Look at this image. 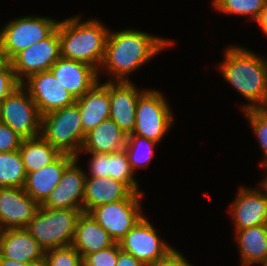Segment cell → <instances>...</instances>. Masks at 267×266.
I'll list each match as a JSON object with an SVG mask.
<instances>
[{
	"instance_id": "18",
	"label": "cell",
	"mask_w": 267,
	"mask_h": 266,
	"mask_svg": "<svg viewBox=\"0 0 267 266\" xmlns=\"http://www.w3.org/2000/svg\"><path fill=\"white\" fill-rule=\"evenodd\" d=\"M45 250L26 228L0 230V256L36 264L44 261Z\"/></svg>"
},
{
	"instance_id": "1",
	"label": "cell",
	"mask_w": 267,
	"mask_h": 266,
	"mask_svg": "<svg viewBox=\"0 0 267 266\" xmlns=\"http://www.w3.org/2000/svg\"><path fill=\"white\" fill-rule=\"evenodd\" d=\"M109 29L103 62L98 70L106 74V81H130L132 72L146 65L155 55L166 48H170L174 41L162 38L140 29H122L110 31ZM130 75V76H129Z\"/></svg>"
},
{
	"instance_id": "17",
	"label": "cell",
	"mask_w": 267,
	"mask_h": 266,
	"mask_svg": "<svg viewBox=\"0 0 267 266\" xmlns=\"http://www.w3.org/2000/svg\"><path fill=\"white\" fill-rule=\"evenodd\" d=\"M90 159L87 177H111L125 183L133 192L144 193L134 177L125 149L110 153L85 152Z\"/></svg>"
},
{
	"instance_id": "16",
	"label": "cell",
	"mask_w": 267,
	"mask_h": 266,
	"mask_svg": "<svg viewBox=\"0 0 267 266\" xmlns=\"http://www.w3.org/2000/svg\"><path fill=\"white\" fill-rule=\"evenodd\" d=\"M146 88L138 89L131 81H109L110 116L127 136L133 133L136 106Z\"/></svg>"
},
{
	"instance_id": "14",
	"label": "cell",
	"mask_w": 267,
	"mask_h": 266,
	"mask_svg": "<svg viewBox=\"0 0 267 266\" xmlns=\"http://www.w3.org/2000/svg\"><path fill=\"white\" fill-rule=\"evenodd\" d=\"M39 206L24 187H0V230L26 228Z\"/></svg>"
},
{
	"instance_id": "21",
	"label": "cell",
	"mask_w": 267,
	"mask_h": 266,
	"mask_svg": "<svg viewBox=\"0 0 267 266\" xmlns=\"http://www.w3.org/2000/svg\"><path fill=\"white\" fill-rule=\"evenodd\" d=\"M76 159L69 154H61L51 164L43 168L27 173L24 185L25 192L39 205H42L49 197L52 190L60 183L65 169Z\"/></svg>"
},
{
	"instance_id": "32",
	"label": "cell",
	"mask_w": 267,
	"mask_h": 266,
	"mask_svg": "<svg viewBox=\"0 0 267 266\" xmlns=\"http://www.w3.org/2000/svg\"><path fill=\"white\" fill-rule=\"evenodd\" d=\"M120 250L119 243H115L110 247L85 255L82 263L85 266H115Z\"/></svg>"
},
{
	"instance_id": "8",
	"label": "cell",
	"mask_w": 267,
	"mask_h": 266,
	"mask_svg": "<svg viewBox=\"0 0 267 266\" xmlns=\"http://www.w3.org/2000/svg\"><path fill=\"white\" fill-rule=\"evenodd\" d=\"M0 122L8 125L23 139L41 135V115L22 84L0 103Z\"/></svg>"
},
{
	"instance_id": "25",
	"label": "cell",
	"mask_w": 267,
	"mask_h": 266,
	"mask_svg": "<svg viewBox=\"0 0 267 266\" xmlns=\"http://www.w3.org/2000/svg\"><path fill=\"white\" fill-rule=\"evenodd\" d=\"M235 234L242 265H256L267 259V224L244 228Z\"/></svg>"
},
{
	"instance_id": "5",
	"label": "cell",
	"mask_w": 267,
	"mask_h": 266,
	"mask_svg": "<svg viewBox=\"0 0 267 266\" xmlns=\"http://www.w3.org/2000/svg\"><path fill=\"white\" fill-rule=\"evenodd\" d=\"M85 135L76 103L41 116V136L61 154L77 157Z\"/></svg>"
},
{
	"instance_id": "23",
	"label": "cell",
	"mask_w": 267,
	"mask_h": 266,
	"mask_svg": "<svg viewBox=\"0 0 267 266\" xmlns=\"http://www.w3.org/2000/svg\"><path fill=\"white\" fill-rule=\"evenodd\" d=\"M115 244L107 231L89 213L82 212L78 217L72 246L83 258Z\"/></svg>"
},
{
	"instance_id": "13",
	"label": "cell",
	"mask_w": 267,
	"mask_h": 266,
	"mask_svg": "<svg viewBox=\"0 0 267 266\" xmlns=\"http://www.w3.org/2000/svg\"><path fill=\"white\" fill-rule=\"evenodd\" d=\"M21 84L29 92L41 116L71 106L76 101L61 85L51 70L32 74Z\"/></svg>"
},
{
	"instance_id": "30",
	"label": "cell",
	"mask_w": 267,
	"mask_h": 266,
	"mask_svg": "<svg viewBox=\"0 0 267 266\" xmlns=\"http://www.w3.org/2000/svg\"><path fill=\"white\" fill-rule=\"evenodd\" d=\"M249 125L252 127L262 150L263 161L259 166L267 169V107L252 108L242 111ZM267 172V171H266Z\"/></svg>"
},
{
	"instance_id": "15",
	"label": "cell",
	"mask_w": 267,
	"mask_h": 266,
	"mask_svg": "<svg viewBox=\"0 0 267 266\" xmlns=\"http://www.w3.org/2000/svg\"><path fill=\"white\" fill-rule=\"evenodd\" d=\"M75 159L64 171L60 183L41 205L51 209H79L83 212L86 175Z\"/></svg>"
},
{
	"instance_id": "31",
	"label": "cell",
	"mask_w": 267,
	"mask_h": 266,
	"mask_svg": "<svg viewBox=\"0 0 267 266\" xmlns=\"http://www.w3.org/2000/svg\"><path fill=\"white\" fill-rule=\"evenodd\" d=\"M44 262L47 266H81L82 257L70 245L45 251Z\"/></svg>"
},
{
	"instance_id": "3",
	"label": "cell",
	"mask_w": 267,
	"mask_h": 266,
	"mask_svg": "<svg viewBox=\"0 0 267 266\" xmlns=\"http://www.w3.org/2000/svg\"><path fill=\"white\" fill-rule=\"evenodd\" d=\"M109 29L95 17L82 21L81 15H74L60 20L57 30L61 57L87 63L98 71Z\"/></svg>"
},
{
	"instance_id": "24",
	"label": "cell",
	"mask_w": 267,
	"mask_h": 266,
	"mask_svg": "<svg viewBox=\"0 0 267 266\" xmlns=\"http://www.w3.org/2000/svg\"><path fill=\"white\" fill-rule=\"evenodd\" d=\"M127 135L110 118L102 121L85 135L82 148L76 157L84 152L110 153L124 149Z\"/></svg>"
},
{
	"instance_id": "6",
	"label": "cell",
	"mask_w": 267,
	"mask_h": 266,
	"mask_svg": "<svg viewBox=\"0 0 267 266\" xmlns=\"http://www.w3.org/2000/svg\"><path fill=\"white\" fill-rule=\"evenodd\" d=\"M59 20L45 16L26 15L10 20L0 29V54L10 62L19 52L48 38L58 26Z\"/></svg>"
},
{
	"instance_id": "38",
	"label": "cell",
	"mask_w": 267,
	"mask_h": 266,
	"mask_svg": "<svg viewBox=\"0 0 267 266\" xmlns=\"http://www.w3.org/2000/svg\"><path fill=\"white\" fill-rule=\"evenodd\" d=\"M30 263H24L19 261H14L11 259L2 258L0 256V266H31Z\"/></svg>"
},
{
	"instance_id": "33",
	"label": "cell",
	"mask_w": 267,
	"mask_h": 266,
	"mask_svg": "<svg viewBox=\"0 0 267 266\" xmlns=\"http://www.w3.org/2000/svg\"><path fill=\"white\" fill-rule=\"evenodd\" d=\"M20 84L11 63L2 61L0 63V103Z\"/></svg>"
},
{
	"instance_id": "7",
	"label": "cell",
	"mask_w": 267,
	"mask_h": 266,
	"mask_svg": "<svg viewBox=\"0 0 267 266\" xmlns=\"http://www.w3.org/2000/svg\"><path fill=\"white\" fill-rule=\"evenodd\" d=\"M172 113L163 92L147 88L138 98L132 134L160 144L175 120Z\"/></svg>"
},
{
	"instance_id": "34",
	"label": "cell",
	"mask_w": 267,
	"mask_h": 266,
	"mask_svg": "<svg viewBox=\"0 0 267 266\" xmlns=\"http://www.w3.org/2000/svg\"><path fill=\"white\" fill-rule=\"evenodd\" d=\"M22 140L12 128L0 122V152L19 150Z\"/></svg>"
},
{
	"instance_id": "19",
	"label": "cell",
	"mask_w": 267,
	"mask_h": 266,
	"mask_svg": "<svg viewBox=\"0 0 267 266\" xmlns=\"http://www.w3.org/2000/svg\"><path fill=\"white\" fill-rule=\"evenodd\" d=\"M50 70L76 100L99 81L98 71L81 61L60 57Z\"/></svg>"
},
{
	"instance_id": "29",
	"label": "cell",
	"mask_w": 267,
	"mask_h": 266,
	"mask_svg": "<svg viewBox=\"0 0 267 266\" xmlns=\"http://www.w3.org/2000/svg\"><path fill=\"white\" fill-rule=\"evenodd\" d=\"M266 0H216L212 6L215 10L228 15L250 17L257 20Z\"/></svg>"
},
{
	"instance_id": "28",
	"label": "cell",
	"mask_w": 267,
	"mask_h": 266,
	"mask_svg": "<svg viewBox=\"0 0 267 266\" xmlns=\"http://www.w3.org/2000/svg\"><path fill=\"white\" fill-rule=\"evenodd\" d=\"M159 144L153 140L130 134L127 136L125 151L129 164L136 174L140 168H147L154 157L155 146Z\"/></svg>"
},
{
	"instance_id": "27",
	"label": "cell",
	"mask_w": 267,
	"mask_h": 266,
	"mask_svg": "<svg viewBox=\"0 0 267 266\" xmlns=\"http://www.w3.org/2000/svg\"><path fill=\"white\" fill-rule=\"evenodd\" d=\"M26 175L19 150L0 152V187H24Z\"/></svg>"
},
{
	"instance_id": "4",
	"label": "cell",
	"mask_w": 267,
	"mask_h": 266,
	"mask_svg": "<svg viewBox=\"0 0 267 266\" xmlns=\"http://www.w3.org/2000/svg\"><path fill=\"white\" fill-rule=\"evenodd\" d=\"M81 213L79 209H51L40 205L26 229L45 251L70 246Z\"/></svg>"
},
{
	"instance_id": "11",
	"label": "cell",
	"mask_w": 267,
	"mask_h": 266,
	"mask_svg": "<svg viewBox=\"0 0 267 266\" xmlns=\"http://www.w3.org/2000/svg\"><path fill=\"white\" fill-rule=\"evenodd\" d=\"M255 186H240L228 213L232 217L234 230L267 224V180L264 178Z\"/></svg>"
},
{
	"instance_id": "40",
	"label": "cell",
	"mask_w": 267,
	"mask_h": 266,
	"mask_svg": "<svg viewBox=\"0 0 267 266\" xmlns=\"http://www.w3.org/2000/svg\"><path fill=\"white\" fill-rule=\"evenodd\" d=\"M258 266H260V264H261V266H267V259L266 260H264V261H262V262H259V263H256Z\"/></svg>"
},
{
	"instance_id": "39",
	"label": "cell",
	"mask_w": 267,
	"mask_h": 266,
	"mask_svg": "<svg viewBox=\"0 0 267 266\" xmlns=\"http://www.w3.org/2000/svg\"><path fill=\"white\" fill-rule=\"evenodd\" d=\"M31 266H47L46 263L44 261L36 263V264H32Z\"/></svg>"
},
{
	"instance_id": "26",
	"label": "cell",
	"mask_w": 267,
	"mask_h": 266,
	"mask_svg": "<svg viewBox=\"0 0 267 266\" xmlns=\"http://www.w3.org/2000/svg\"><path fill=\"white\" fill-rule=\"evenodd\" d=\"M19 152L26 174L37 171L55 161L61 153L48 143L41 135L23 139Z\"/></svg>"
},
{
	"instance_id": "12",
	"label": "cell",
	"mask_w": 267,
	"mask_h": 266,
	"mask_svg": "<svg viewBox=\"0 0 267 266\" xmlns=\"http://www.w3.org/2000/svg\"><path fill=\"white\" fill-rule=\"evenodd\" d=\"M60 57V39L56 29L48 38L19 52L10 63L17 80L22 83L32 74L50 70Z\"/></svg>"
},
{
	"instance_id": "37",
	"label": "cell",
	"mask_w": 267,
	"mask_h": 266,
	"mask_svg": "<svg viewBox=\"0 0 267 266\" xmlns=\"http://www.w3.org/2000/svg\"><path fill=\"white\" fill-rule=\"evenodd\" d=\"M255 22L258 23L261 31H263V33L267 36V0L265 1L264 7L262 8L260 15Z\"/></svg>"
},
{
	"instance_id": "22",
	"label": "cell",
	"mask_w": 267,
	"mask_h": 266,
	"mask_svg": "<svg viewBox=\"0 0 267 266\" xmlns=\"http://www.w3.org/2000/svg\"><path fill=\"white\" fill-rule=\"evenodd\" d=\"M101 82L97 81L75 101L85 134L110 116L109 81Z\"/></svg>"
},
{
	"instance_id": "9",
	"label": "cell",
	"mask_w": 267,
	"mask_h": 266,
	"mask_svg": "<svg viewBox=\"0 0 267 266\" xmlns=\"http://www.w3.org/2000/svg\"><path fill=\"white\" fill-rule=\"evenodd\" d=\"M142 198H125L92 208L88 213L118 243L144 216Z\"/></svg>"
},
{
	"instance_id": "20",
	"label": "cell",
	"mask_w": 267,
	"mask_h": 266,
	"mask_svg": "<svg viewBox=\"0 0 267 266\" xmlns=\"http://www.w3.org/2000/svg\"><path fill=\"white\" fill-rule=\"evenodd\" d=\"M143 197L144 193L133 192L125 183L111 177L86 176L83 212L88 213L94 207L125 198Z\"/></svg>"
},
{
	"instance_id": "2",
	"label": "cell",
	"mask_w": 267,
	"mask_h": 266,
	"mask_svg": "<svg viewBox=\"0 0 267 266\" xmlns=\"http://www.w3.org/2000/svg\"><path fill=\"white\" fill-rule=\"evenodd\" d=\"M217 69L249 103L241 110L267 107V58L240 45H230Z\"/></svg>"
},
{
	"instance_id": "10",
	"label": "cell",
	"mask_w": 267,
	"mask_h": 266,
	"mask_svg": "<svg viewBox=\"0 0 267 266\" xmlns=\"http://www.w3.org/2000/svg\"><path fill=\"white\" fill-rule=\"evenodd\" d=\"M118 243L122 251L133 255L146 266L175 249L160 237L145 215Z\"/></svg>"
},
{
	"instance_id": "36",
	"label": "cell",
	"mask_w": 267,
	"mask_h": 266,
	"mask_svg": "<svg viewBox=\"0 0 267 266\" xmlns=\"http://www.w3.org/2000/svg\"><path fill=\"white\" fill-rule=\"evenodd\" d=\"M115 266H146L144 263L136 259L133 255L119 251L118 259Z\"/></svg>"
},
{
	"instance_id": "35",
	"label": "cell",
	"mask_w": 267,
	"mask_h": 266,
	"mask_svg": "<svg viewBox=\"0 0 267 266\" xmlns=\"http://www.w3.org/2000/svg\"><path fill=\"white\" fill-rule=\"evenodd\" d=\"M147 266H194L178 249L172 250L166 257Z\"/></svg>"
}]
</instances>
